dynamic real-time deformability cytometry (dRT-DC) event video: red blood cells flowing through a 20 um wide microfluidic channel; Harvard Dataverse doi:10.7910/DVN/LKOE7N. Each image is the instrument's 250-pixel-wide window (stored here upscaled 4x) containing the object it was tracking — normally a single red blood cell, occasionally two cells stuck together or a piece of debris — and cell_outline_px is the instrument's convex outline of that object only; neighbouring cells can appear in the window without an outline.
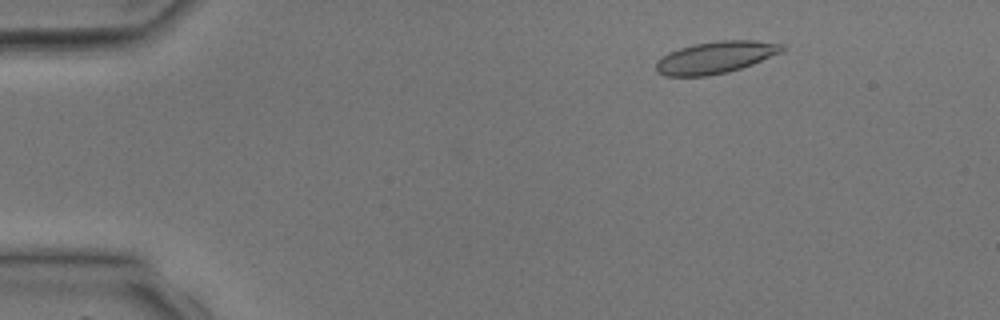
{"species": "common noctule bat (a hibernating species)", "species_latin": "Nyctalus noctula", "temperature_condition": "room temperature", "stored_images_in_passage": 40, "camera_frame_rate_fps": 3000, "um_per_image_px": 0.085, "animal": {"sex": "male", "body_mass_g": 17.9, "forearm_length_mm": 54.2}, "frame": {"image": 1, "passage_image": 6, "time_ms": 1.667, "image_size_px": [1000, 320], "cell_outline_px": [[788, 48], [780, 52], [752, 64], [728, 72], [708, 76], [664, 76], [656, 72], [656, 60], [668, 52], [692, 44], [716, 40], [756, 40], [784, 44]], "centroid_in_image_um": [60.8, 4.87], "position_along_channel_um": 24.2, "area_um2": 23.7}}
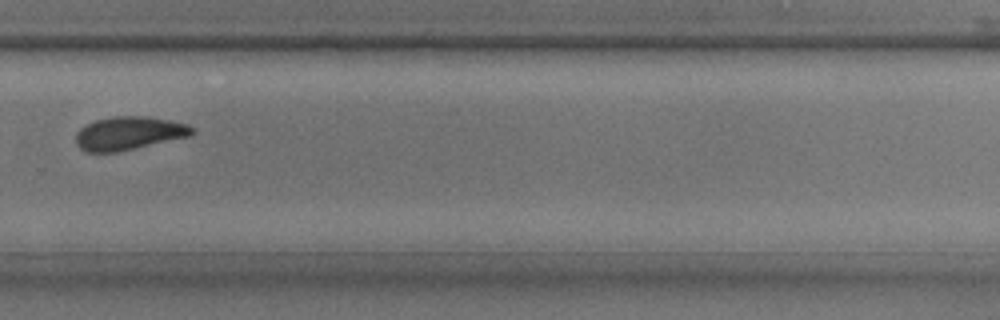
{"frame": {"image": 2, "passage_image": 28, "time_ms": 9.0, "image_size_px": [1000, 320], "cell_outline_px": [[196, 132], [192, 136], [136, 148], [116, 152], [84, 152], [76, 144], [76, 132], [80, 128], [96, 120], [116, 116], [144, 116], [168, 120], [188, 124], [196, 128]], "centroid_in_image_um": [11.0, 11.33], "position_along_channel_um": 318.8, "area_um2": 22.72}}
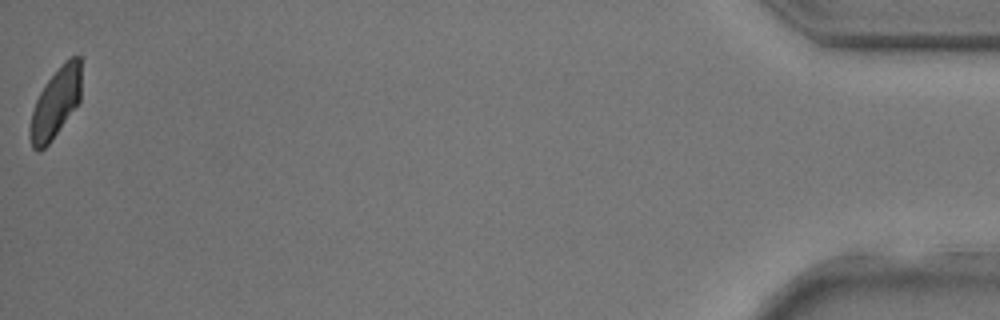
{"frame": {"image": 3, "passage_image": 40, "time_ms": 13.0, "image_size_px": [1000, 320], "cell_outline_px": [[80, 100], [52, 140], [40, 152], [36, 152], [32, 148], [28, 136], [28, 128], [32, 112], [36, 100], [44, 84], [72, 56], [80, 56]], "centroid_in_image_um": [4.67, 8.85], "position_along_channel_um": 430.5, "area_um2": 20.52}}